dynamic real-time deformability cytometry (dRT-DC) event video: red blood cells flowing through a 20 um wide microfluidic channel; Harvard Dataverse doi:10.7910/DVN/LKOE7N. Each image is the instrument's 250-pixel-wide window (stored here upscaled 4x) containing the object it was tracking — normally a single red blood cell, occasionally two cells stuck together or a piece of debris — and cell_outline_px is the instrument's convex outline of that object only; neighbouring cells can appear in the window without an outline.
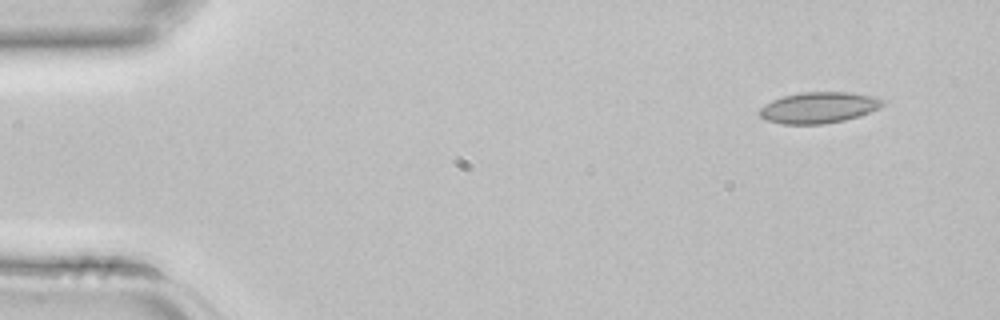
{"species": "common noctule bat (a hibernating species)", "species_latin": "Nyctalus noctula", "temperature_condition": "room temperature", "stored_images_in_passage": 4, "segment_of_instrument_passage": [1, 2], "camera_frame_rate_fps": 3000, "um_per_image_px": 0.085, "animal": {"sex": "female", "body_mass_g": 22.7, "forearm_length_mm": 54.2}, "frame": {"image": 1, "passage_image": 1, "time_ms": 0.0, "image_size_px": [1000, 320], "cell_outline_px": [[884, 104], [880, 108], [844, 120], [824, 124], [780, 124], [768, 120], [760, 116], [760, 108], [772, 100], [784, 96], [800, 92], [852, 92], [876, 96], [884, 100]], "centroid_in_image_um": [69.62, 9.13], "position_along_channel_um": 15.4, "area_um2": 22.25}}
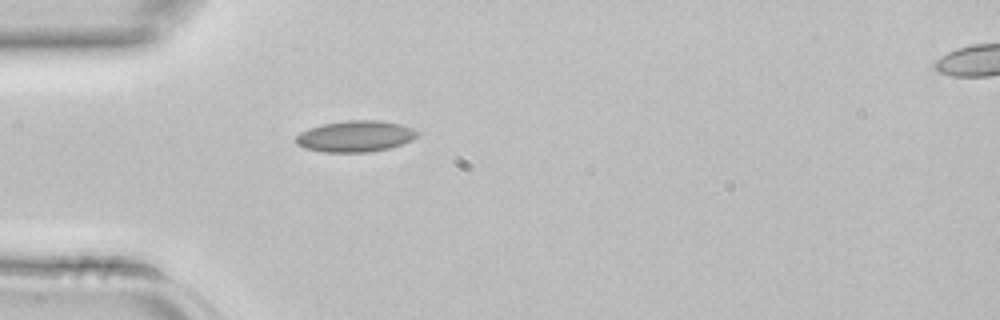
{"frame": {"image": 2, "passage_image": 3, "time_ms": 0.667, "image_size_px": [1000, 320], "cell_outline_px": [[420, 136], [412, 140], [388, 148], [368, 152], [324, 152], [304, 148], [296, 144], [296, 136], [300, 132], [308, 128], [324, 124], [348, 120], [380, 120], [400, 124], [412, 128], [420, 132]], "centroid_in_image_um": [30.22, 11.58], "position_along_channel_um": 54.8, "area_um2": 22.14}}